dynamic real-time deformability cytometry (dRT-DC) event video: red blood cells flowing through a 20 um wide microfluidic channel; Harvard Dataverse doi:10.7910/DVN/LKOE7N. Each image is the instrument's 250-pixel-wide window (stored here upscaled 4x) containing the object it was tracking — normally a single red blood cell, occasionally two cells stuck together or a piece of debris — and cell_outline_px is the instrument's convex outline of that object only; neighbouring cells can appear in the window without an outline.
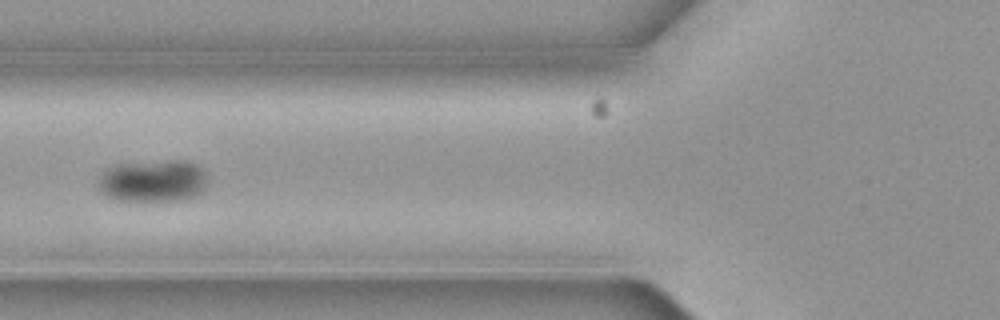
{"species": "common noctule bat (a hibernating species)", "species_latin": "Nyctalus noctula", "temperature_condition": "cold", "stored_images_in_passage": 8, "camera_frame_rate_fps": 3000, "um_per_image_px": 0.085, "animal": {"sex": "female", "body_mass_g": 19.3, "forearm_length_mm": 54.1}, "frame": {"image": 1, "passage_image": 8, "time_ms": 2.333, "image_size_px": [1000, 320], "cell_outline_px": [[208, 176], [204, 188], [196, 196], [180, 200], [120, 200], [108, 196], [96, 184], [96, 180], [100, 172], [116, 164], [172, 160], [184, 160], [196, 164], [208, 172]], "centroid_in_image_um": [13.02, 15.35], "position_along_channel_um": 112.8, "area_um2": 27.05}}